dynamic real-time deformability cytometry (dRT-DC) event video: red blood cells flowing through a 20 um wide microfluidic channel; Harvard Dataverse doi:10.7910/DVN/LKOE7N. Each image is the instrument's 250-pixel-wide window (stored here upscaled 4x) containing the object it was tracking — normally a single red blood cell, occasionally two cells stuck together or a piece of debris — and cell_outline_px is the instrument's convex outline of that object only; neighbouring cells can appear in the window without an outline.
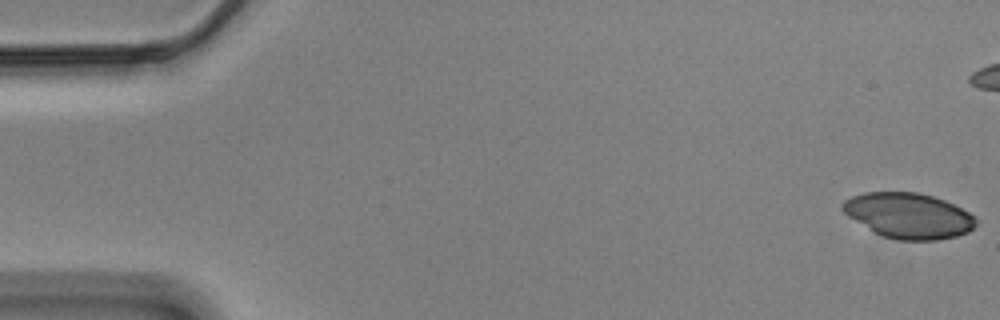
{"species": "Egyptian fruit bat (a non-hibernating species)", "species_latin": "Rousettus aegyptiacus", "temperature_condition": "cold", "stored_images_in_passage": 49, "camera_frame_rate_fps": 3000, "um_per_image_px": 0.085, "animal": {"sex": "male"}, "frame": {"image": 1, "passage_image": 1, "time_ms": 0.0, "image_size_px": [1000, 320], "cell_outline_px": [[976, 224], [968, 232], [956, 236], [936, 240], [896, 240], [880, 236], [848, 216], [840, 208], [840, 204], [844, 200], [852, 196], [864, 192], [920, 192], [944, 200], [976, 216]], "centroid_in_image_um": [77.19, 18.33], "position_along_channel_um": 7.8, "area_um2": 35.37}}